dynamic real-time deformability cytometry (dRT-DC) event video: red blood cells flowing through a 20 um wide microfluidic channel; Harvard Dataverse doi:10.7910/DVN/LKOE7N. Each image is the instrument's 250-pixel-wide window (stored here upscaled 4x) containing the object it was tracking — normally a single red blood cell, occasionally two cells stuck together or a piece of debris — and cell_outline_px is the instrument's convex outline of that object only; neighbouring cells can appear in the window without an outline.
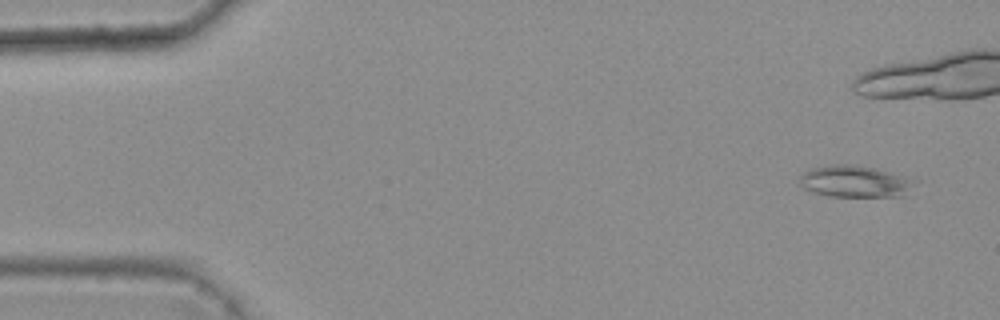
{"species": "common noctule bat (a hibernating species)", "species_latin": "Nyctalus noctula", "temperature_condition": "warm", "stored_images_in_passage": 6, "camera_frame_rate_fps": 3000, "um_per_image_px": 0.085, "animal": {"sex": "female", "body_mass_g": 25.1}, "frame": {"image": 1, "passage_image": 2, "time_ms": 0.333, "image_size_px": [1000, 320], "cell_outline_px": [[912, 180], [908, 196], [828, 196], [812, 192], [804, 188], [800, 184], [800, 176], [808, 168], [828, 164], [852, 164], [876, 168]], "centroid_in_image_um": [72.57, 15.41], "position_along_channel_um": 12.4, "area_um2": 21.1}}